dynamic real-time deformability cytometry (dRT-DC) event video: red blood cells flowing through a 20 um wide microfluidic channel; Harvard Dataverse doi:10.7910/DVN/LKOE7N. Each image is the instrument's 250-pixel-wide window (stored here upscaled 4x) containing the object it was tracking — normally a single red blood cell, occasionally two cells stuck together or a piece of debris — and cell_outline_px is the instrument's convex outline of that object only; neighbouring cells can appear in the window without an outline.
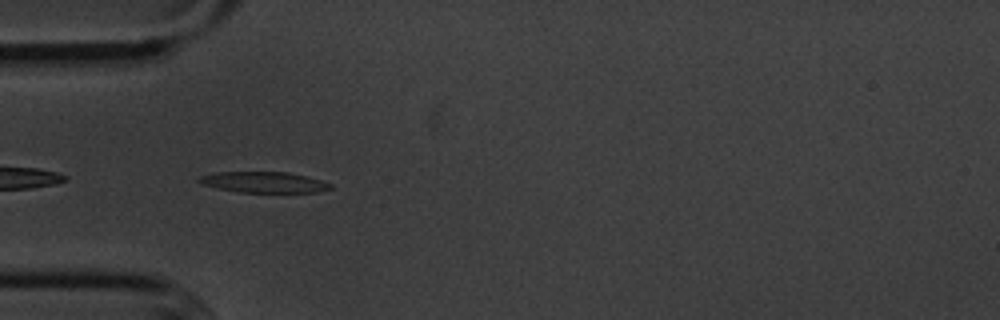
{"species": "common noctule bat (a hibernating species)", "species_latin": "Nyctalus noctula", "temperature_condition": "cold", "stored_images_in_passage": 40, "camera_frame_rate_fps": 3000, "um_per_image_px": 0.085, "animal": {"sex": "male", "body_mass_g": 20.1, "forearm_length_mm": 53.5}, "frame": {"image": 1, "passage_image": 2, "time_ms": 0.333, "image_size_px": [1000, 320], "cell_outline_px": [[332, 188], [316, 192], [240, 192], [200, 184], [196, 180], [200, 176], [212, 172], [288, 172], [308, 176], [332, 184]], "centroid_in_image_um": [22.41, 15.48], "position_along_channel_um": 62.6, "area_um2": 15.95}}
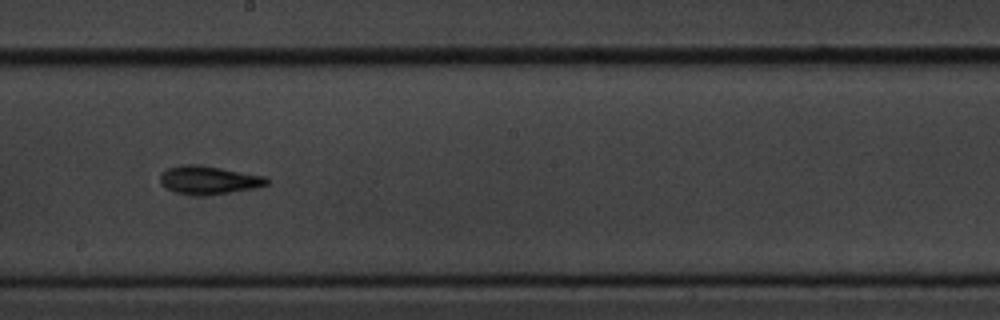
{"frame": {"image": 2, "passage_image": 16, "time_ms": 5.0, "image_size_px": [1000, 320], "cell_outline_px": [[268, 184], [256, 188], [232, 192], [176, 192], [160, 184], [160, 172], [168, 168], [192, 164], [220, 168], [264, 176], [268, 180]], "centroid_in_image_um": [17.76, 15.26], "position_along_channel_um": 230.4, "area_um2": 16.47}}
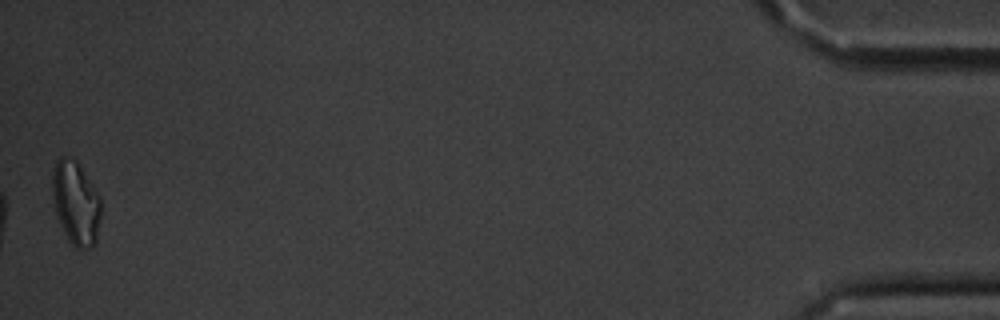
{"frame": {"image": 3, "passage_image": 40, "time_ms": 13.0, "image_size_px": [1000, 320], "cell_outline_px": [[100, 216], [96, 240], [92, 248], [76, 248], [68, 240], [56, 212], [52, 192], [52, 168], [56, 160], [60, 156], [68, 156], [76, 160], [100, 196]], "centroid_in_image_um": [6.43, 17.21], "position_along_channel_um": 428.8, "area_um2": 23.52}, "authors_computed_cell_mechanics": {"area_um2": 15.9528, "velocity_mm_per_s": 3.6206, "shape_relaxation_time_tau1_ms": 10.0813, "shape_relaxation_time_tau2_ms": 7.0968, "deformation_change_tau1": 0.267, "deformation_change_tau2": 0.1857}}